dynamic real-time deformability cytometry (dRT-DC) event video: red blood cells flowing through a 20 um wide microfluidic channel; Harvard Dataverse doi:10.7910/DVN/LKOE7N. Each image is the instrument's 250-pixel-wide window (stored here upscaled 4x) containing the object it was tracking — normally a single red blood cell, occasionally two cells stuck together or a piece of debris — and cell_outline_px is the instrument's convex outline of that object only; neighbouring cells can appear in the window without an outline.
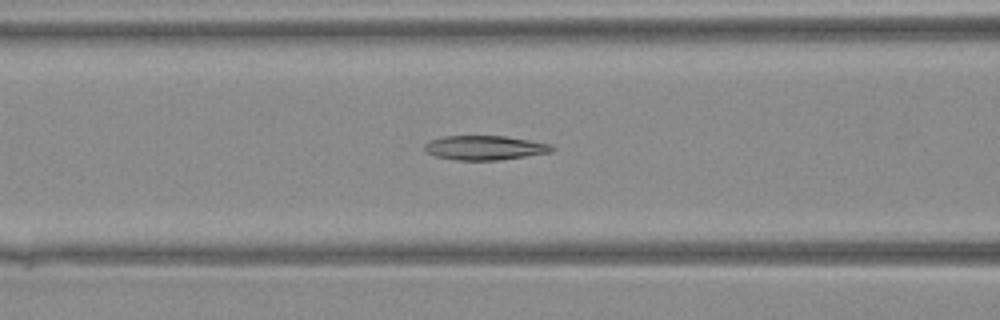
{"species": "Egyptian fruit bat (a non-hibernating species)", "species_latin": "Rousettus aegyptiacus", "temperature_condition": "warm", "stored_images_in_passage": 41, "camera_frame_rate_fps": 3000, "um_per_image_px": 0.085, "animal": {"sex": "female"}, "frame": {"image": 1, "passage_image": 18, "time_ms": 5.667, "image_size_px": [1000, 320], "cell_outline_px": [[556, 148], [552, 152], [496, 160], [456, 160], [436, 156], [424, 152], [424, 144], [428, 140], [444, 136], [504, 136], [552, 144]], "centroid_in_image_um": [41.17, 12.55], "position_along_channel_um": 125.4, "area_um2": 18.09}}
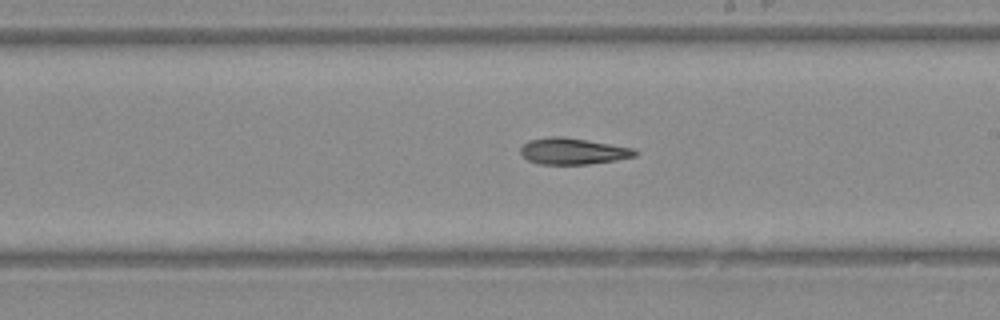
{"frame": {"image": 2, "passage_image": 25, "time_ms": 8.0, "image_size_px": [1000, 320], "cell_outline_px": [[640, 152], [636, 156], [616, 160], [588, 164], [540, 164], [528, 160], [520, 152], [520, 148], [528, 140], [548, 136], [564, 136], [636, 148]], "centroid_in_image_um": [48.74, 12.84], "position_along_channel_um": 240.3, "area_um2": 17.8}}
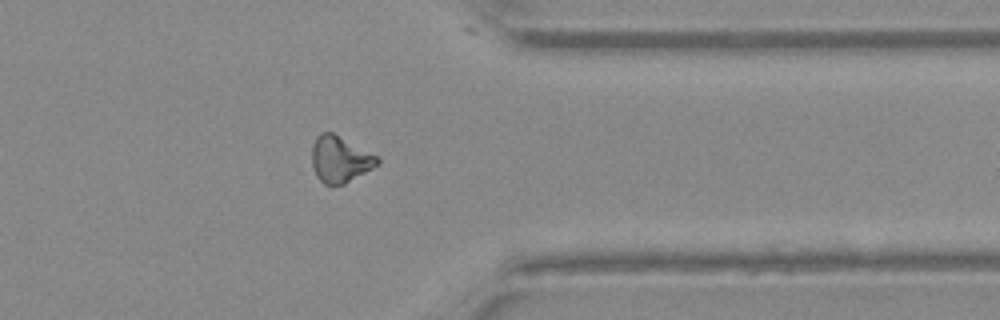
{"frame": {"image": 3, "passage_image": 34, "time_ms": 11.0, "image_size_px": [1000, 320], "cell_outline_px": [[380, 164], [344, 184], [332, 188], [324, 184], [316, 176], [312, 164], [312, 144], [316, 136], [320, 132], [332, 132], [380, 156]], "centroid_in_image_um": [28.91, 13.55], "position_along_channel_um": 382.5, "area_um2": 18.15}}